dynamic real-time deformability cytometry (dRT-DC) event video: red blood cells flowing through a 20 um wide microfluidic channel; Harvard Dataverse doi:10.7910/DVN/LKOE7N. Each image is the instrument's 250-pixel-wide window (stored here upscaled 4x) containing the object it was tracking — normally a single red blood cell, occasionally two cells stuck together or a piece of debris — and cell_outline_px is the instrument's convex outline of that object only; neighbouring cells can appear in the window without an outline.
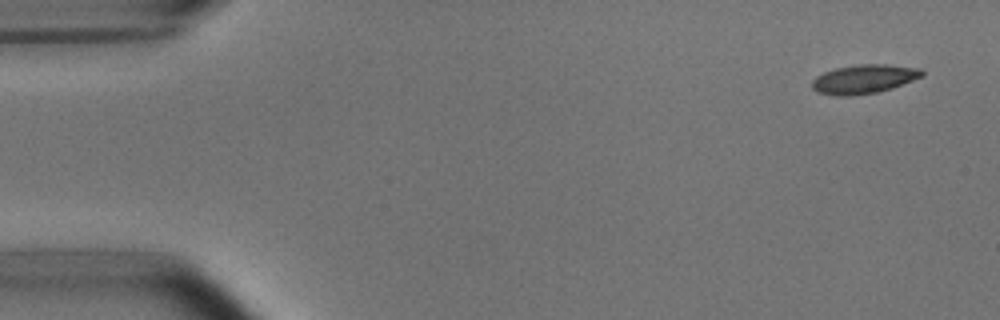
{"species": "common noctule bat (a hibernating species)", "species_latin": "Nyctalus noctula", "temperature_condition": "room temperature", "stored_images_in_passage": 4, "camera_frame_rate_fps": 3000, "um_per_image_px": 0.085, "animal": {"sex": "male", "body_mass_g": 15.6}, "frame": {"image": 1, "passage_image": 1, "time_ms": 0.0, "image_size_px": [1000, 320], "cell_outline_px": [[924, 76], [892, 88], [876, 92], [848, 96], [840, 96], [820, 92], [812, 88], [812, 80], [816, 76], [824, 72], [836, 68], [856, 64], [888, 64], [920, 68], [924, 72]], "centroid_in_image_um": [73.46, 6.7], "position_along_channel_um": 11.5, "area_um2": 18.5}}